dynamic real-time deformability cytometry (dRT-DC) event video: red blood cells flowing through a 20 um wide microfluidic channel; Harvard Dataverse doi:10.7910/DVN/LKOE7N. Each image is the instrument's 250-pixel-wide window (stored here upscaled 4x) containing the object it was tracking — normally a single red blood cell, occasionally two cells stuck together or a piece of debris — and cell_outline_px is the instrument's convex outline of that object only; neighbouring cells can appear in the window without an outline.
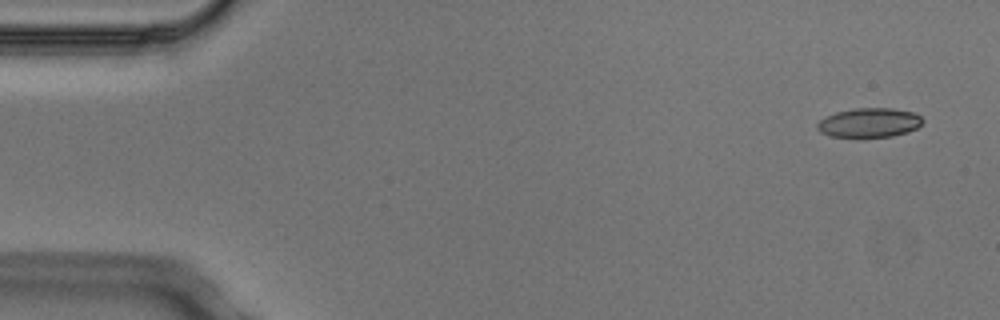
{"species": "Egyptian fruit bat (a non-hibernating species)", "species_latin": "Rousettus aegyptiacus", "temperature_condition": "cold", "stored_images_in_passage": 5, "camera_frame_rate_fps": 3000, "um_per_image_px": 0.085, "animal": {"sex": "male"}, "frame": {"image": 1, "passage_image": 1, "time_ms": 0.0, "image_size_px": [1000, 320], "cell_outline_px": [[924, 120], [916, 128], [908, 132], [892, 136], [860, 140], [828, 136], [820, 132], [816, 128], [816, 124], [820, 120], [836, 112], [852, 108], [892, 108], [916, 112]], "centroid_in_image_um": [73.86, 10.47], "position_along_channel_um": 11.1, "area_um2": 18.84}}
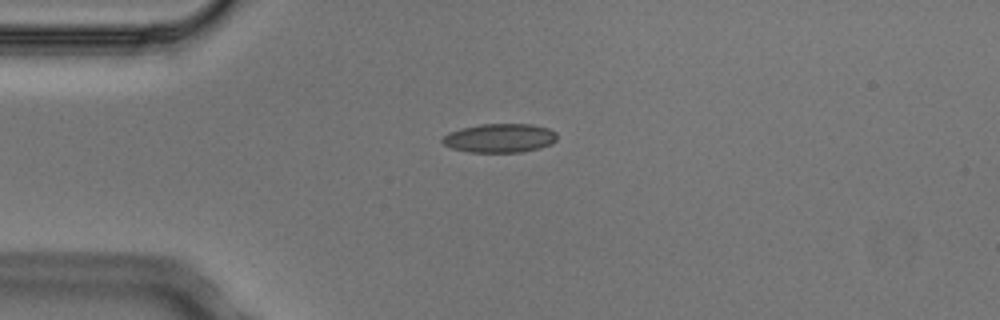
{"frame": {"image": 2, "passage_image": 4, "time_ms": 1.0, "image_size_px": [1000, 320], "cell_outline_px": [[556, 140], [552, 144], [540, 148], [520, 152], [468, 152], [452, 148], [444, 144], [440, 140], [448, 132], [460, 128], [480, 124], [532, 124], [548, 128], [556, 132]], "centroid_in_image_um": [42.47, 11.73], "position_along_channel_um": 42.5, "area_um2": 19.42}}
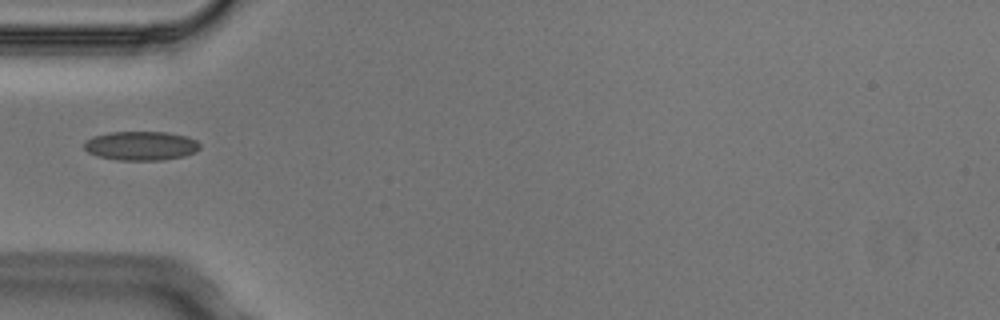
{"frame": {"image": 3, "passage_image": 5, "time_ms": 1.333, "image_size_px": [1000, 320], "cell_outline_px": [[200, 148], [196, 152], [184, 156], [164, 160], [116, 160], [96, 156], [88, 152], [84, 148], [84, 140], [92, 136], [108, 132], [168, 132], [188, 136], [196, 140], [200, 144]], "centroid_in_image_um": [11.97, 12.39], "position_along_channel_um": 73.0, "area_um2": 19.94}}